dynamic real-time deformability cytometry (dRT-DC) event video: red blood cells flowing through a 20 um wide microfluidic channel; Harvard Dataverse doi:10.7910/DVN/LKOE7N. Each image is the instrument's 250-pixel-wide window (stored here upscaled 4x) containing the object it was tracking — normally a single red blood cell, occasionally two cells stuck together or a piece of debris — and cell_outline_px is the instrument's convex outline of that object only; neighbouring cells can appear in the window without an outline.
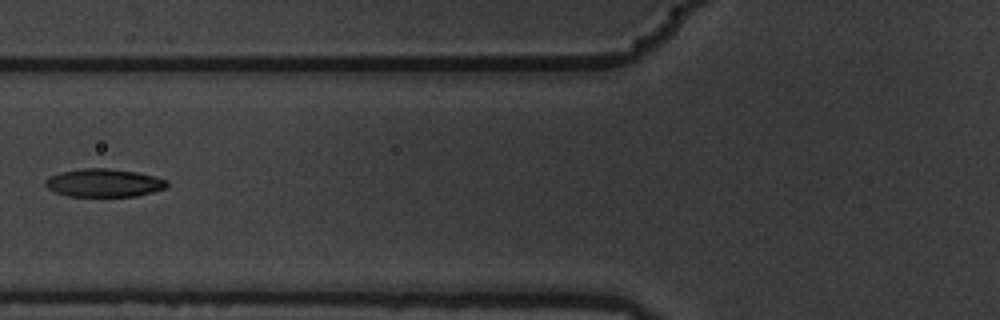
{"species": "common noctule bat (a hibernating species)", "species_latin": "Nyctalus noctula", "temperature_condition": "warm", "stored_images_in_passage": 4, "camera_frame_rate_fps": 3000, "um_per_image_px": 0.085, "animal": {"sex": "male", "body_mass_g": 19.5, "forearm_length_mm": 54.6}, "frame": {"image": 1, "passage_image": 3, "time_ms": 0.667, "image_size_px": [1000, 320], "cell_outline_px": [[168, 184], [164, 188], [152, 192], [136, 196], [68, 196], [56, 192], [48, 188], [44, 184], [44, 180], [60, 172], [84, 168], [108, 168], [136, 172], [168, 180]], "centroid_in_image_um": [8.82, 15.54], "position_along_channel_um": 117.0, "area_um2": 19.71}}
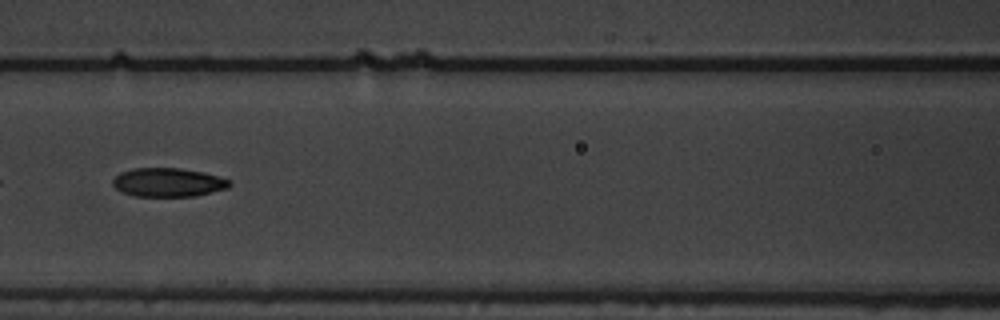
{"frame": {"image": 2, "passage_image": 4, "time_ms": 1.0, "image_size_px": [1000, 320], "cell_outline_px": [[232, 184], [228, 188], [196, 196], [132, 196], [116, 188], [112, 184], [112, 180], [120, 172], [132, 168], [180, 168], [204, 172], [220, 176], [232, 180]], "centroid_in_image_um": [14.33, 15.49], "position_along_channel_um": 152.3, "area_um2": 19.77}}